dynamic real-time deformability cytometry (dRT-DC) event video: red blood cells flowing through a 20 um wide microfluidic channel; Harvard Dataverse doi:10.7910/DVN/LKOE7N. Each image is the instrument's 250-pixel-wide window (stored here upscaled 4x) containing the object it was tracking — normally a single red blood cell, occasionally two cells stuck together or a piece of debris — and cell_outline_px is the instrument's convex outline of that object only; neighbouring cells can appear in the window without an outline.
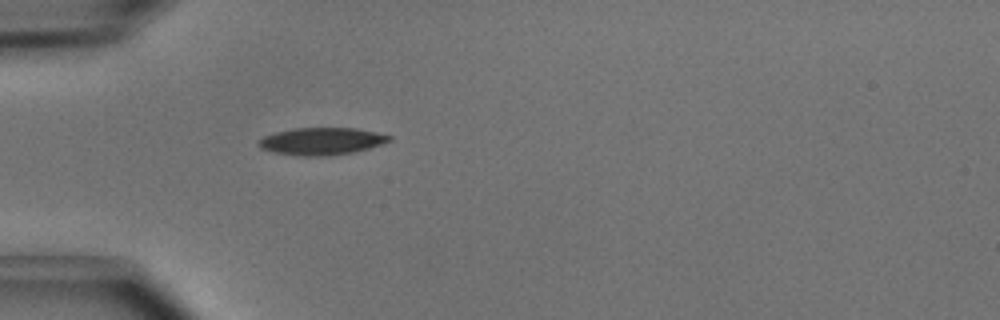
{"species": "common noctule bat (a hibernating species)", "species_latin": "Nyctalus noctula", "temperature_condition": "cold", "stored_images_in_passage": 1, "camera_frame_rate_fps": 3000, "um_per_image_px": 0.085, "animal": {"sex": "male", "body_mass_g": 15.6}, "frame": {"image": 1, "passage_image": 1, "time_ms": 0.0, "image_size_px": [1000, 320], "cell_outline_px": [[392, 140], [368, 148], [352, 152], [328, 156], [296, 156], [276, 152], [260, 148], [260, 140], [264, 136], [276, 132], [296, 128], [356, 128], [376, 132], [392, 136]], "centroid_in_image_um": [27.36, 12.0], "position_along_channel_um": 57.6, "area_um2": 20.52}}